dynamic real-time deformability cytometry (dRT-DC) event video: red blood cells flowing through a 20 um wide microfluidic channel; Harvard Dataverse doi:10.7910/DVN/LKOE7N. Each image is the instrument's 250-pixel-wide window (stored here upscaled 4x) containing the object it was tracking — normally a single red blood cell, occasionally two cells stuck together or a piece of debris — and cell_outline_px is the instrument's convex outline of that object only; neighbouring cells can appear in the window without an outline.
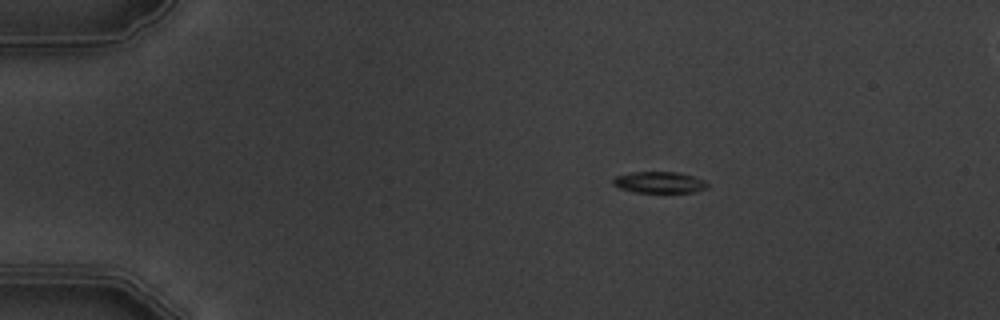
{"species": "common noctule bat (a hibernating species)", "species_latin": "Nyctalus noctula", "temperature_condition": "warm", "stored_images_in_passage": 5, "camera_frame_rate_fps": 3000, "um_per_image_px": 0.085, "animal": {"sex": "male", "body_mass_g": 19.5, "forearm_length_mm": 54.6}, "frame": {"image": 1, "passage_image": 2, "time_ms": 1.0, "image_size_px": [1000, 320], "cell_outline_px": [[708, 188], [696, 192], [636, 192], [620, 188], [612, 184], [612, 180], [616, 176], [632, 172], [680, 172], [704, 180], [708, 184]], "centroid_in_image_um": [56.06, 15.5], "position_along_channel_um": 28.9, "area_um2": 11.73}}